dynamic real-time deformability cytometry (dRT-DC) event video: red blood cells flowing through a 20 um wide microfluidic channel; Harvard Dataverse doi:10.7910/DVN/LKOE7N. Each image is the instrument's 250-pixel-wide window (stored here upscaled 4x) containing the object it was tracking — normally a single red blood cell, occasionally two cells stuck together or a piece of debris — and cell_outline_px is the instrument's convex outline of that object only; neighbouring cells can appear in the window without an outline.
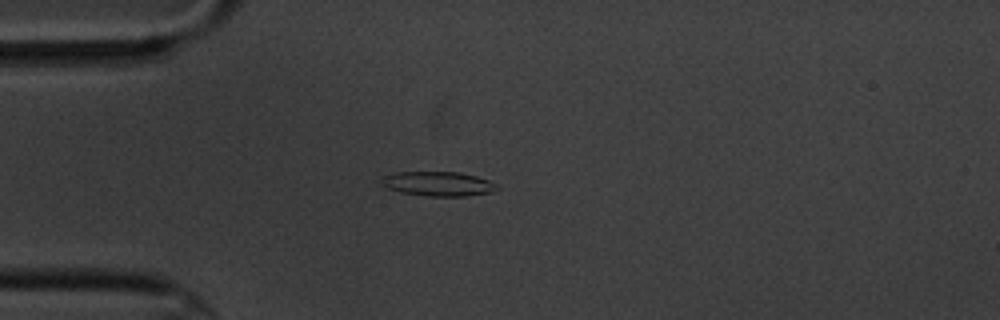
{"species": "common noctule bat (a hibernating species)", "species_latin": "Nyctalus noctula", "temperature_condition": "cold", "stored_images_in_passage": 8, "camera_frame_rate_fps": 3000, "um_per_image_px": 0.085, "animal": {"sex": "male", "body_mass_g": 20.1, "forearm_length_mm": 53.5}, "frame": {"image": 1, "passage_image": 2, "time_ms": 1.333, "image_size_px": [1000, 320], "cell_outline_px": [[500, 188], [492, 192], [464, 196], [424, 196], [400, 192], [384, 188], [380, 184], [384, 176], [396, 172], [460, 172], [476, 176], [488, 180], [496, 184]], "centroid_in_image_um": [37.22, 15.63], "position_along_channel_um": 47.8, "area_um2": 16.59}}
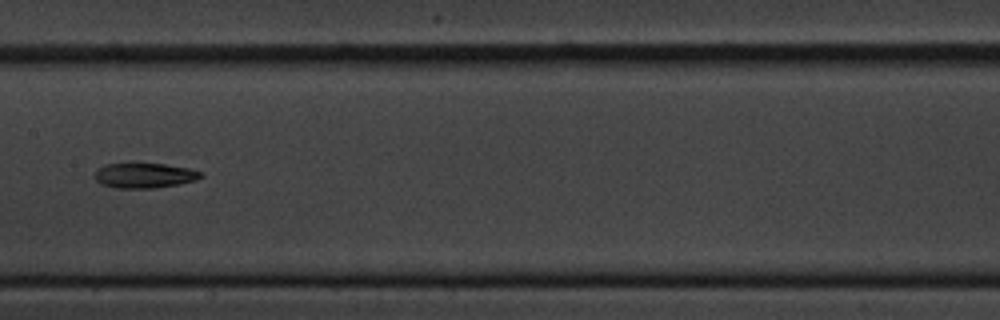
{"frame": {"image": 2, "passage_image": 6, "time_ms": 6.0, "image_size_px": [1000, 320], "cell_outline_px": [[204, 176], [196, 180], [180, 184], [156, 188], [116, 188], [100, 184], [96, 180], [96, 168], [104, 164], [164, 164], [188, 168], [204, 172]], "centroid_in_image_um": [12.31, 14.92], "position_along_channel_um": 195.1, "area_um2": 15.55}}
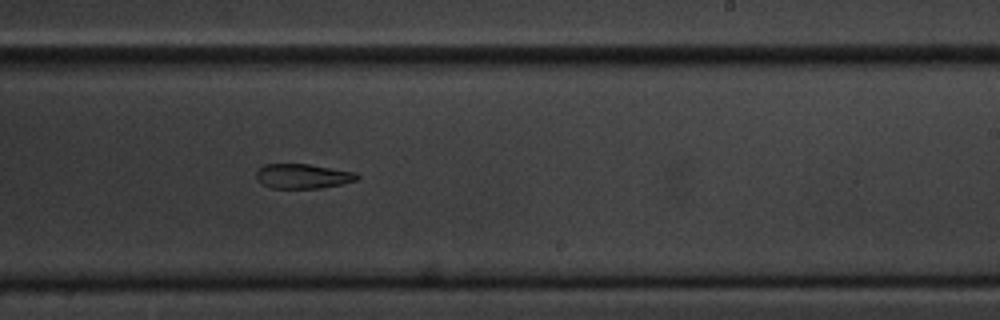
{"frame": {"image": 3, "passage_image": 8, "time_ms": 8.0, "image_size_px": [1000, 320], "cell_outline_px": [[360, 176], [356, 180], [340, 184], [320, 188], [272, 188], [264, 184], [256, 176], [256, 172], [264, 164], [308, 164], [356, 172]], "centroid_in_image_um": [25.76, 14.97], "position_along_channel_um": 263.2, "area_um2": 14.28}}